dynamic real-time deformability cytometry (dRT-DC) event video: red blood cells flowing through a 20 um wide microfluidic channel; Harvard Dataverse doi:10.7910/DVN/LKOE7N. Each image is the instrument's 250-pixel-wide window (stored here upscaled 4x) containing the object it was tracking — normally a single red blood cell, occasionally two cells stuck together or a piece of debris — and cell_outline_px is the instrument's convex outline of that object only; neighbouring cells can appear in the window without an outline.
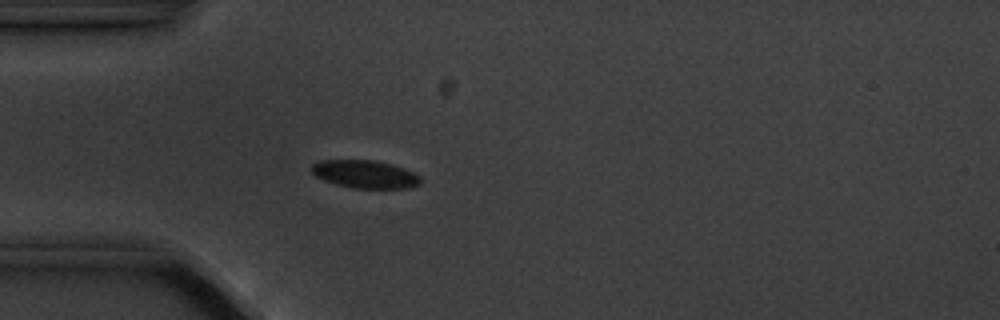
{"species": "common noctule bat (a hibernating species)", "species_latin": "Nyctalus noctula", "temperature_condition": "cold", "stored_images_in_passage": 2, "camera_frame_rate_fps": 3000, "um_per_image_px": 0.085, "animal": {"sex": "male", "body_mass_g": 20.1, "forearm_length_mm": 53.5}, "frame": {"image": 1, "passage_image": 2, "time_ms": 1.333, "image_size_px": [1000, 320], "cell_outline_px": [[420, 184], [408, 188], [352, 188], [336, 184], [324, 180], [316, 176], [312, 172], [312, 164], [320, 160], [372, 160], [392, 164], [404, 168], [420, 176]], "centroid_in_image_um": [31.02, 14.8], "position_along_channel_um": 54.0, "area_um2": 17.63}}